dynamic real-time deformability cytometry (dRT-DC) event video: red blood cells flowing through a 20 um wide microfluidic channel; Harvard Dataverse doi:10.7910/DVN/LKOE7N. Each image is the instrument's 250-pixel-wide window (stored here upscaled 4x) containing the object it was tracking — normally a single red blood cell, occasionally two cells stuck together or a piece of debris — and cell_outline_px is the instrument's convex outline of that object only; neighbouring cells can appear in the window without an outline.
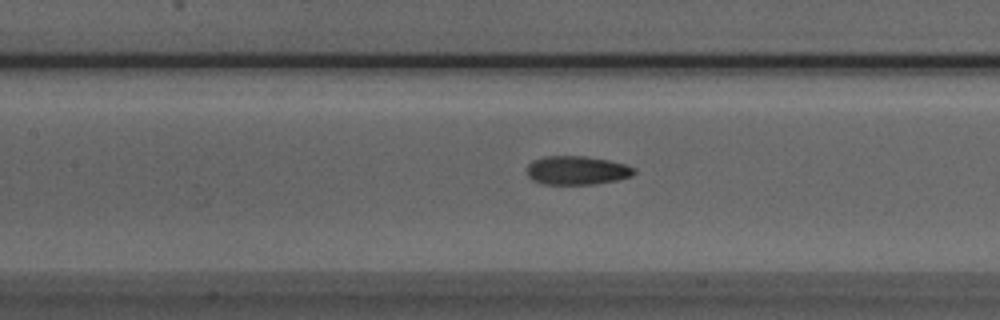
{"species": "Egyptian fruit bat (a non-hibernating species)", "species_latin": "Rousettus aegyptiacus", "temperature_condition": "room temperature", "stored_images_in_passage": 52, "camera_frame_rate_fps": 3000, "um_per_image_px": 0.085, "animal": {"sex": "male"}, "frame": {"image": 1, "passage_image": 23, "time_ms": 7.333, "image_size_px": [1000, 320], "cell_outline_px": [[636, 172], [632, 176], [616, 180], [596, 184], [544, 184], [532, 180], [528, 176], [528, 164], [532, 160], [544, 156], [584, 156], [608, 160], [628, 164], [636, 168]], "centroid_in_image_um": [49.07, 14.47], "position_along_channel_um": 158.3, "area_um2": 18.09}}
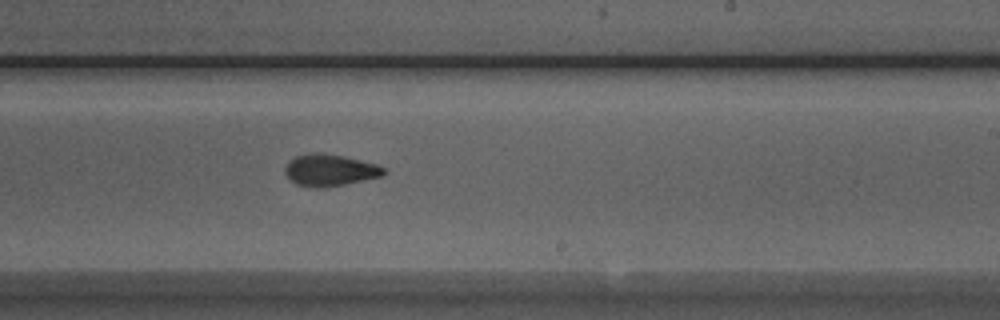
{"frame": {"image": 2, "passage_image": 31, "time_ms": 10.0, "image_size_px": [1000, 320], "cell_outline_px": [[388, 172], [384, 176], [344, 184], [320, 188], [316, 188], [296, 184], [288, 180], [284, 172], [284, 168], [288, 160], [296, 156], [312, 152], [324, 152], [344, 156], [376, 164], [384, 168]], "centroid_in_image_um": [28.01, 14.45], "position_along_channel_um": 261.0, "area_um2": 18.61}}
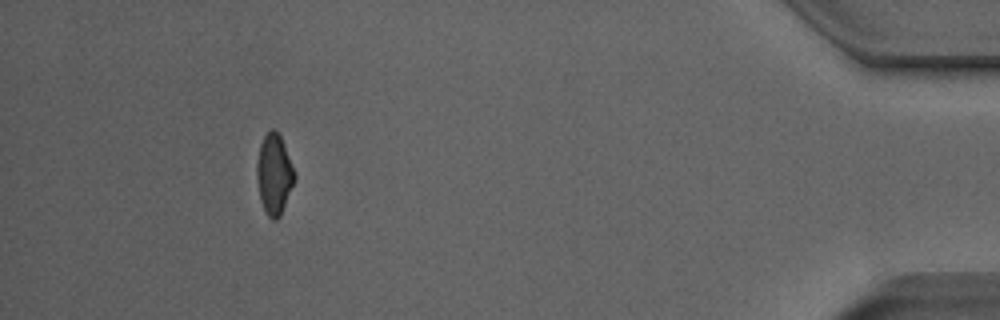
{"frame": {"image": 3, "passage_image": 48, "time_ms": 15.667, "image_size_px": [1000, 320], "cell_outline_px": [[296, 180], [280, 216], [276, 220], [272, 220], [268, 216], [260, 200], [256, 176], [256, 164], [260, 144], [264, 136], [272, 128], [276, 128], [280, 136], [296, 172]], "centroid_in_image_um": [23.31, 14.81], "position_along_channel_um": 411.9, "area_um2": 17.86}, "authors_computed_cell_mechanics": {"area_um2": 17.9758, "velocity_mm_per_s": 3.859, "shape_relaxation_time_tau1_ms": 3.2185, "shape_relaxation_time_tau2_ms": 2.0903, "deformation_change_tau1": 0.1382, "deformation_change_tau2": 0.0893}}